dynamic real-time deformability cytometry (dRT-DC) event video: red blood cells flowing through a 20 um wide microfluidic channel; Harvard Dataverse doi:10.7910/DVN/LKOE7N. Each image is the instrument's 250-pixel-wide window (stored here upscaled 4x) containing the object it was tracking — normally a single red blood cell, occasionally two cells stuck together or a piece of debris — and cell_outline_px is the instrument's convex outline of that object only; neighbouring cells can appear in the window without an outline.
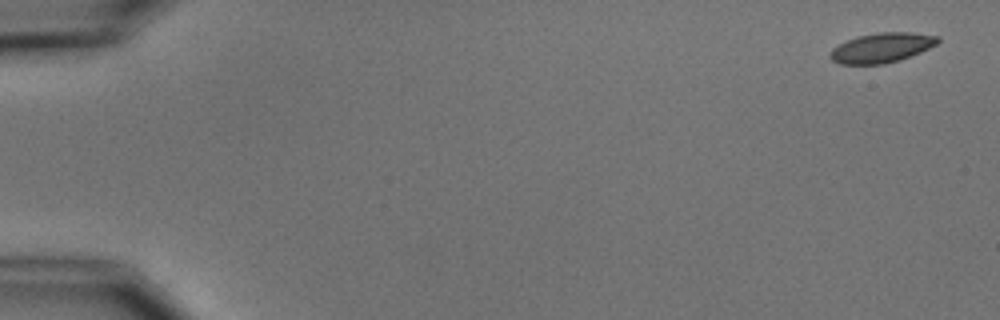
{"species": "common noctule bat (a hibernating species)", "species_latin": "Nyctalus noctula", "temperature_condition": "cold", "stored_images_in_passage": 6, "camera_frame_rate_fps": 3000, "um_per_image_px": 0.085, "animal": {"sex": "male", "body_mass_g": 15.6}, "frame": {"image": 1, "passage_image": 1, "time_ms": 0.0, "image_size_px": [1000, 320], "cell_outline_px": [[940, 40], [936, 44], [920, 52], [900, 60], [884, 64], [840, 64], [832, 60], [828, 56], [832, 48], [856, 36], [876, 32], [912, 32], [940, 36]], "centroid_in_image_um": [74.94, 4.05], "position_along_channel_um": 10.1, "area_um2": 18.73}}
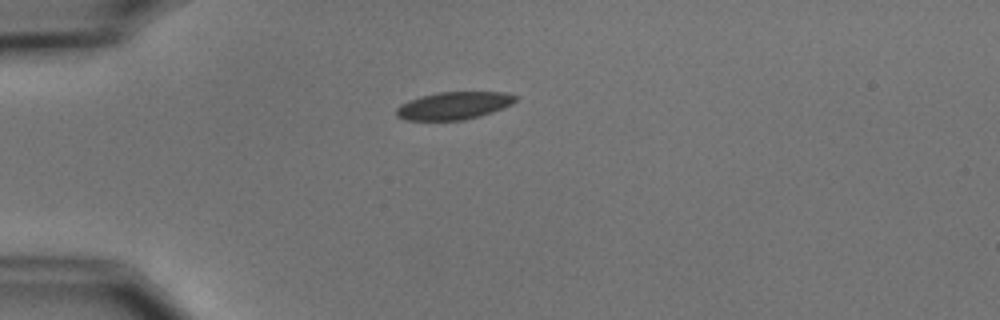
{"frame": {"image": 2, "passage_image": 4, "time_ms": 4.333, "image_size_px": [1000, 320], "cell_outline_px": [[516, 100], [512, 104], [492, 112], [480, 116], [464, 120], [404, 120], [396, 116], [396, 108], [400, 104], [408, 100], [420, 96], [440, 92], [504, 92], [516, 96]], "centroid_in_image_um": [38.53, 8.98], "position_along_channel_um": 46.5, "area_um2": 19.19}}